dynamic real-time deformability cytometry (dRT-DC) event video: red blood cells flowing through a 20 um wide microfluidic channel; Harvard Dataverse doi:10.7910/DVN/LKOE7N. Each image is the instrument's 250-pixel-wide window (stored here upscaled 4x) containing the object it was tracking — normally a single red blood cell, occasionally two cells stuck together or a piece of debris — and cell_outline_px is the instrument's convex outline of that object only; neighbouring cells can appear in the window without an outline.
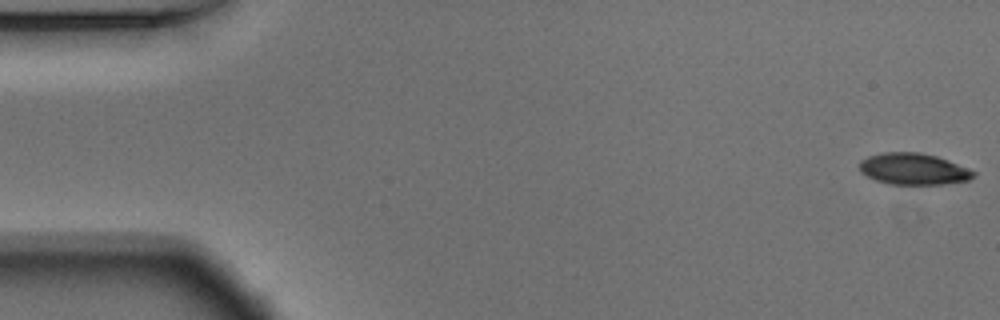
{"species": "Egyptian fruit bat (a non-hibernating species)", "species_latin": "Rousettus aegyptiacus", "temperature_condition": "warm", "stored_images_in_passage": 54, "camera_frame_rate_fps": 3000, "um_per_image_px": 0.085, "animal": {"sex": "male"}, "frame": {"image": 1, "passage_image": 1, "time_ms": 0.0, "image_size_px": [1000, 320], "cell_outline_px": [[976, 176], [968, 180], [944, 184], [888, 184], [876, 180], [860, 172], [860, 160], [868, 156], [884, 152], [920, 152], [936, 156], [948, 160], [976, 172]], "centroid_in_image_um": [77.64, 14.36], "position_along_channel_um": 7.4, "area_um2": 20.87}}
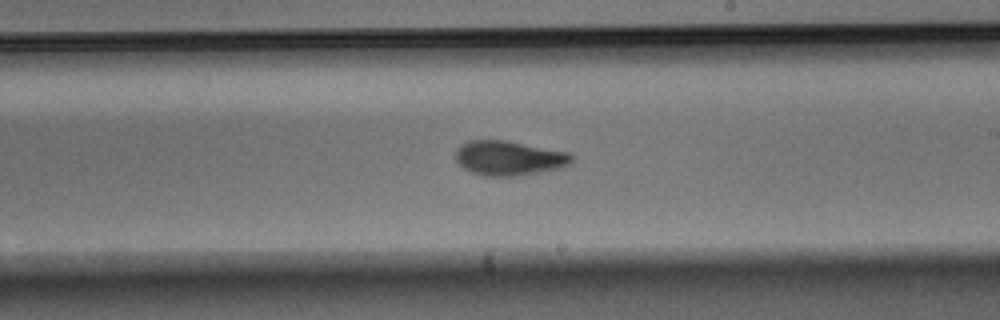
{"frame": {"image": 2, "passage_image": 31, "time_ms": 10.0, "image_size_px": [1000, 320], "cell_outline_px": [[572, 160], [568, 164], [560, 168], [516, 176], [484, 176], [472, 172], [464, 168], [456, 160], [456, 148], [460, 144], [468, 140], [504, 140], [568, 152], [572, 156]], "centroid_in_image_um": [43.22, 13.43], "position_along_channel_um": 245.8, "area_um2": 23.24}}
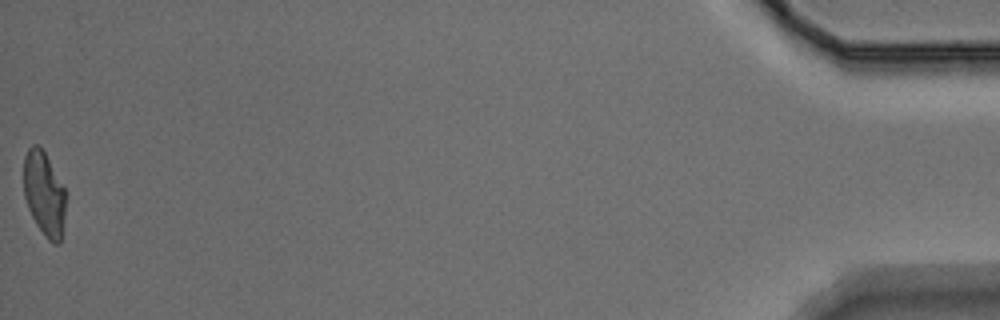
{"frame": {"image": 3, "passage_image": 54, "time_ms": 17.667, "image_size_px": [1000, 320], "cell_outline_px": [[68, 192], [64, 220], [60, 244], [52, 244], [44, 236], [36, 224], [28, 208], [24, 196], [24, 156], [28, 148], [32, 144], [36, 144], [44, 152]], "centroid_in_image_um": [3.79, 16.5], "position_along_channel_um": 431.4, "area_um2": 21.1}, "authors_computed_cell_mechanics": {"area_um2": 22.4553, "velocity_mm_per_s": 3.7419, "shape_relaxation_time_tau1_ms": 3.169, "shape_relaxation_time_tau2_ms": 1.6155, "deformation_change_tau1": 0.1576, "deformation_change_tau2": 0.0661}}